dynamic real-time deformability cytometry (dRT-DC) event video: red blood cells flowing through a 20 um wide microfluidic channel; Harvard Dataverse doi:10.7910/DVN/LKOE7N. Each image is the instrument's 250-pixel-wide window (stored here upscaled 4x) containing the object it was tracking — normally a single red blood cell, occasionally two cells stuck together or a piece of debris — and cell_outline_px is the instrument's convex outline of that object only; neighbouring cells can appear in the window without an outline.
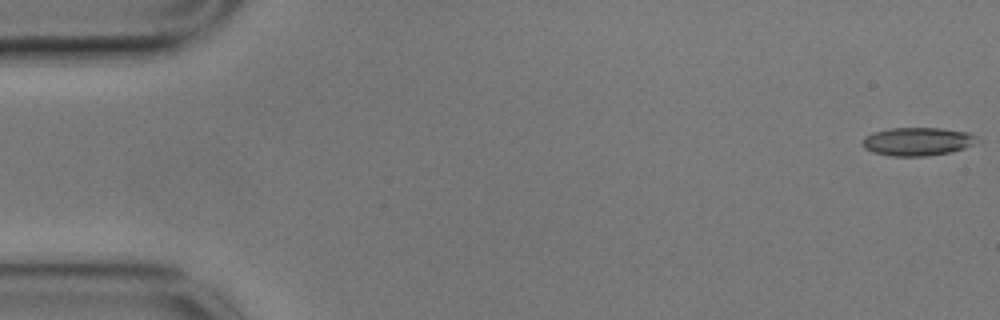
{"species": "common noctule bat (a hibernating species)", "species_latin": "Nyctalus noctula", "temperature_condition": "cold", "stored_images_in_passage": 57, "camera_frame_rate_fps": 3000, "um_per_image_px": 0.085, "animal": {"sex": "male", "body_mass_g": 17.9}, "frame": {"image": 1, "passage_image": 1, "time_ms": 0.0, "image_size_px": [1000, 320], "cell_outline_px": [[984, 140], [964, 148], [952, 152], [928, 156], [892, 156], [872, 152], [864, 148], [860, 140], [864, 136], [872, 132], [888, 128], [940, 128], [968, 132]], "centroid_in_image_um": [77.99, 12.02], "position_along_channel_um": 7.0, "area_um2": 19.31}}
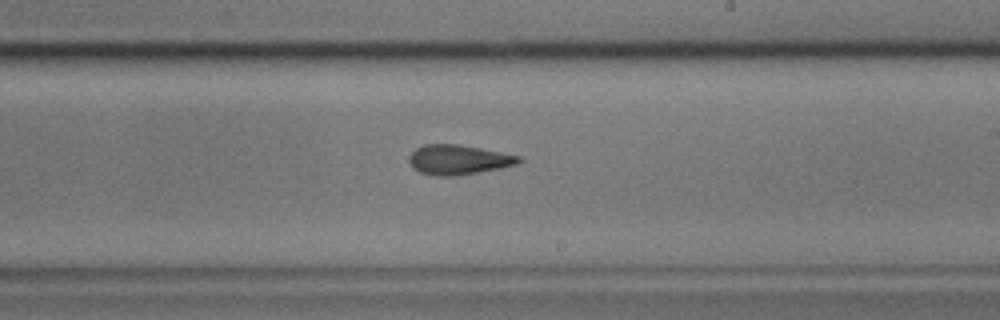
{"frame": {"image": 2, "passage_image": 33, "time_ms": 10.667, "image_size_px": [1000, 320], "cell_outline_px": [[524, 160], [516, 164], [500, 168], [456, 176], [436, 176], [420, 172], [412, 168], [408, 160], [408, 156], [416, 148], [424, 144], [460, 144], [520, 156]], "centroid_in_image_um": [38.93, 13.57], "position_along_channel_um": 250.1, "area_um2": 19.07}}
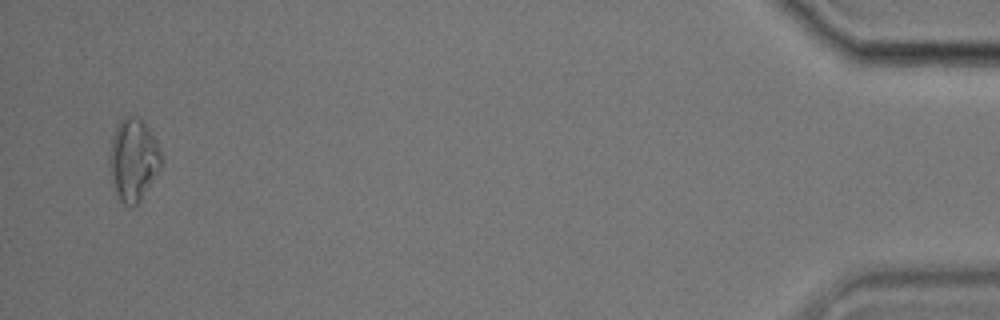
{"frame": {"image": 3, "passage_image": 55, "time_ms": 18.0, "image_size_px": [1000, 320], "cell_outline_px": [[164, 160], [160, 168], [140, 200], [132, 208], [124, 204], [120, 200], [112, 184], [108, 168], [108, 156], [112, 136], [116, 124], [124, 116], [140, 116], [156, 140], [160, 148]], "centroid_in_image_um": [11.31, 13.55], "position_along_channel_um": 423.9, "area_um2": 25.32}, "authors_computed_cell_mechanics": {"area_um2": 19.2474, "velocity_mm_per_s": 3.525, "shape_relaxation_time_tau1_ms": 5.8015, "shape_relaxation_time_tau2_ms": 2.0546, "deformation_change_tau1": 0.1619, "deformation_change_tau2": 0.0933}}